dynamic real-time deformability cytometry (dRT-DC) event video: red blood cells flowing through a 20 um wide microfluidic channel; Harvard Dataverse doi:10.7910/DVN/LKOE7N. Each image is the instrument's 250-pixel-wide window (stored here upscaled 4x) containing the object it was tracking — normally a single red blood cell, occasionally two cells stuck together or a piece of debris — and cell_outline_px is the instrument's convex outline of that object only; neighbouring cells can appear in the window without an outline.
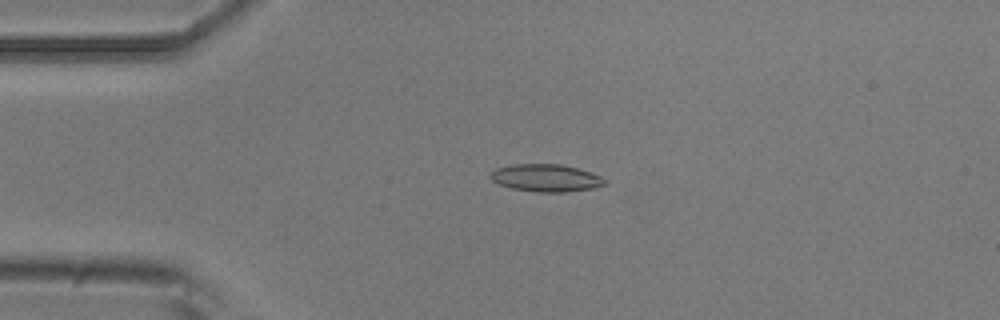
{"species": "common noctule bat (a hibernating species)", "species_latin": "Nyctalus noctula", "temperature_condition": "room temperature", "stored_images_in_passage": 3, "camera_frame_rate_fps": 3000, "um_per_image_px": 0.085, "animal": {"sex": "male", "body_mass_g": 20.5, "forearm_length_mm": 52.5}, "frame": {"image": 1, "passage_image": 2, "time_ms": 0.333, "image_size_px": [1000, 320], "cell_outline_px": [[608, 184], [592, 188], [564, 192], [536, 192], [512, 188], [500, 184], [492, 180], [488, 176], [496, 168], [512, 164], [560, 164], [576, 168], [600, 176], [608, 180]], "centroid_in_image_um": [46.41, 15.12], "position_along_channel_um": 38.6, "area_um2": 18.21}}